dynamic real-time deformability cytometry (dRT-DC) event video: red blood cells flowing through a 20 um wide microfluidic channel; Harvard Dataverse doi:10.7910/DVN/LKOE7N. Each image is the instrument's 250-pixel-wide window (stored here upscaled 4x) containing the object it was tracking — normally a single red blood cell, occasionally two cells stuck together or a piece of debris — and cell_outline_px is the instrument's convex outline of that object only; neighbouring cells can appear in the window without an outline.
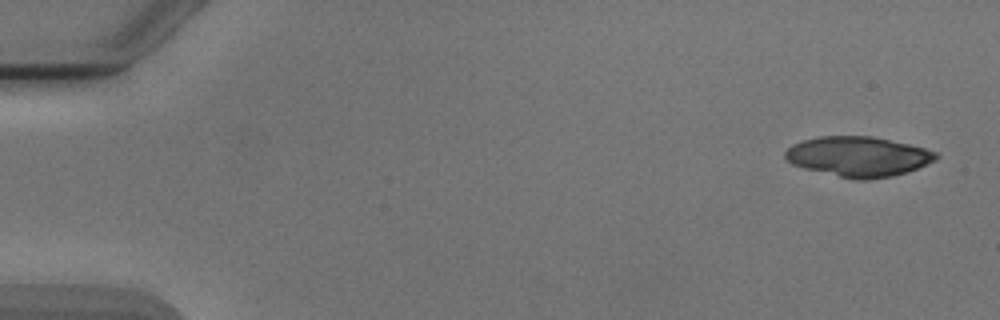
{"species": "Egyptian fruit bat (a non-hibernating species)", "species_latin": "Rousettus aegyptiacus", "temperature_condition": "cold", "stored_images_in_passage": 3, "camera_frame_rate_fps": 3000, "um_per_image_px": 0.085, "animal": {"sex": "male"}, "frame": {"image": 1, "passage_image": 1, "time_ms": 0.0, "image_size_px": [1000, 320], "cell_outline_px": [[940, 156], [936, 160], [908, 172], [892, 176], [868, 180], [852, 180], [804, 168], [792, 164], [784, 156], [784, 152], [792, 144], [804, 140], [820, 136], [872, 136], [908, 144], [924, 148], [936, 152]], "centroid_in_image_um": [72.95, 13.31], "position_along_channel_um": 12.0, "area_um2": 35.26}}